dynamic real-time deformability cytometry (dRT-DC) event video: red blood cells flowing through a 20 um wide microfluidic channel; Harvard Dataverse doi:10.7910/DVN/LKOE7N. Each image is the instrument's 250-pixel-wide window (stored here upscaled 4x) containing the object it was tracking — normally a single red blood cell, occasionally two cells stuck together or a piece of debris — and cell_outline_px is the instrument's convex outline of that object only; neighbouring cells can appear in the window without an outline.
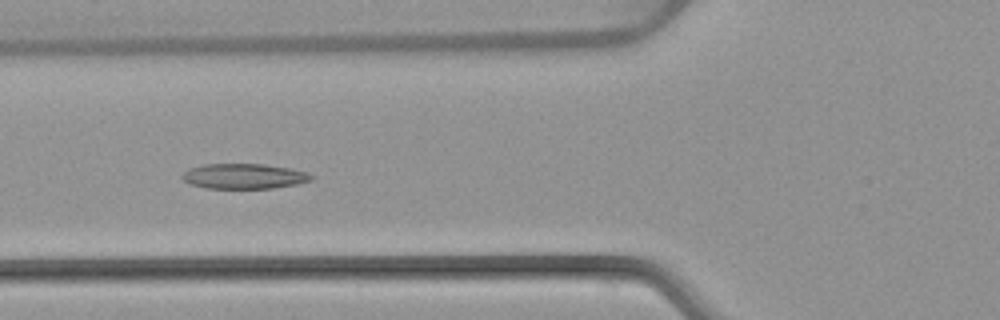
{"species": "common noctule bat (a hibernating species)", "species_latin": "Nyctalus noctula", "temperature_condition": "warm", "stored_images_in_passage": 5, "camera_frame_rate_fps": 3000, "um_per_image_px": 0.085, "animal": {"sex": "female", "body_mass_g": 22.7, "forearm_length_mm": 54.2}, "frame": {"image": 1, "passage_image": 4, "time_ms": 4.333, "image_size_px": [1000, 320], "cell_outline_px": [[316, 176], [312, 180], [296, 184], [272, 188], [204, 188], [192, 184], [184, 180], [180, 176], [188, 168], [204, 164], [264, 164], [292, 168], [308, 172]], "centroid_in_image_um": [20.77, 14.97], "position_along_channel_um": 105.0, "area_um2": 19.07}}
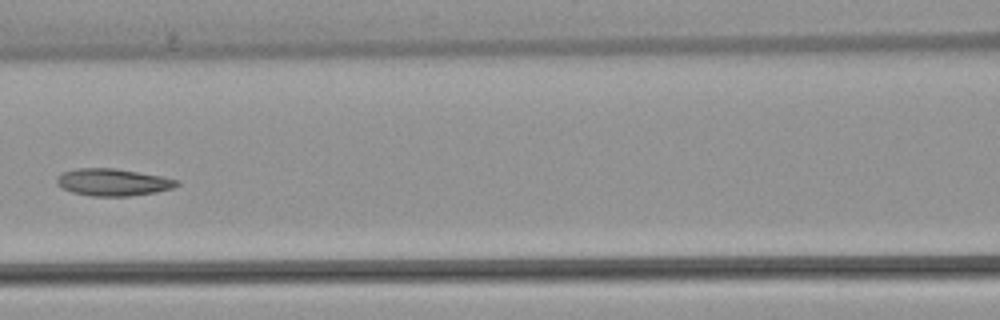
{"frame": {"image": 2, "passage_image": 5, "time_ms": 5.667, "image_size_px": [1000, 320], "cell_outline_px": [[180, 184], [172, 188], [156, 192], [128, 196], [92, 196], [72, 192], [56, 184], [56, 176], [64, 172], [76, 168], [116, 168], [164, 176], [180, 180]], "centroid_in_image_um": [9.63, 15.48], "position_along_channel_um": 157.0, "area_um2": 19.13}}